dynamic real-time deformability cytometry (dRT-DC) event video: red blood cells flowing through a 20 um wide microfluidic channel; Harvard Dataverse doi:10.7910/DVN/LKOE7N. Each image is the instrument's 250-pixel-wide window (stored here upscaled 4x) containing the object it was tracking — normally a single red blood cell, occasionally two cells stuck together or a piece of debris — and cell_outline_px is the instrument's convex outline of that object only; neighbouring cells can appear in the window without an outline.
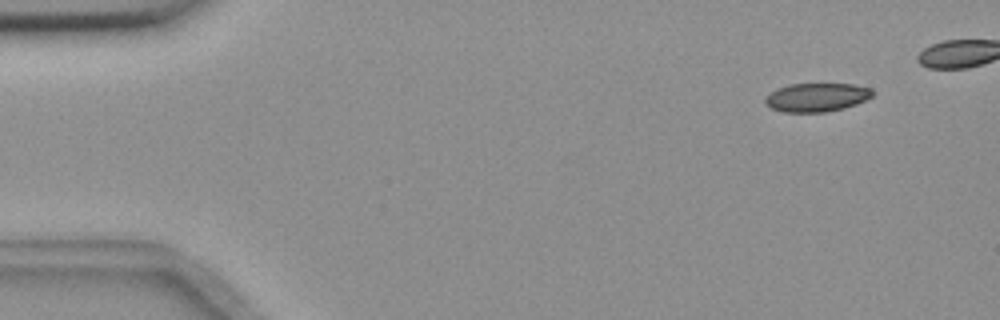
{"species": "common noctule bat (a hibernating species)", "species_latin": "Nyctalus noctula", "temperature_condition": "room temperature", "stored_images_in_passage": 6, "camera_frame_rate_fps": 3000, "um_per_image_px": 0.085, "animal": {"sex": "female", "body_mass_g": 18.4}, "frame": {"image": 1, "passage_image": 2, "time_ms": 0.333, "image_size_px": [1000, 320], "cell_outline_px": [[876, 92], [872, 96], [856, 104], [844, 108], [824, 112], [784, 112], [772, 108], [764, 104], [764, 96], [768, 92], [776, 88], [788, 84], [856, 84], [872, 88]], "centroid_in_image_um": [69.39, 8.26], "position_along_channel_um": 15.6, "area_um2": 18.21}}
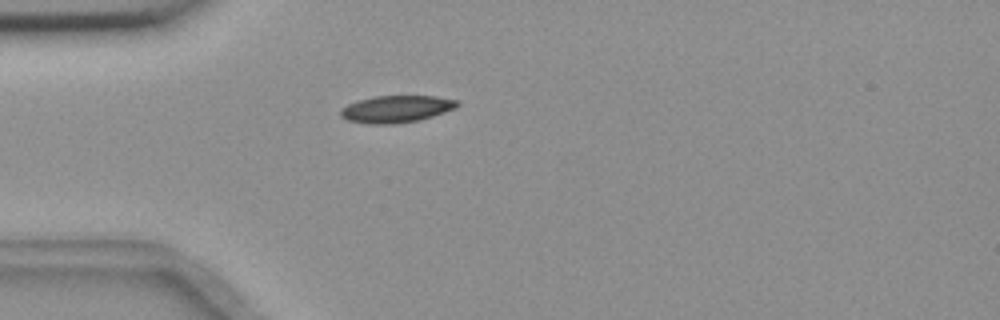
{"frame": {"image": 2, "passage_image": 6, "time_ms": 1.667, "image_size_px": [1000, 320], "cell_outline_px": [[460, 104], [456, 108], [420, 120], [392, 124], [368, 124], [348, 120], [340, 116], [340, 112], [348, 104], [360, 100], [376, 96], [436, 96], [456, 100]], "centroid_in_image_um": [33.71, 9.27], "position_along_channel_um": 51.3, "area_um2": 18.21}}